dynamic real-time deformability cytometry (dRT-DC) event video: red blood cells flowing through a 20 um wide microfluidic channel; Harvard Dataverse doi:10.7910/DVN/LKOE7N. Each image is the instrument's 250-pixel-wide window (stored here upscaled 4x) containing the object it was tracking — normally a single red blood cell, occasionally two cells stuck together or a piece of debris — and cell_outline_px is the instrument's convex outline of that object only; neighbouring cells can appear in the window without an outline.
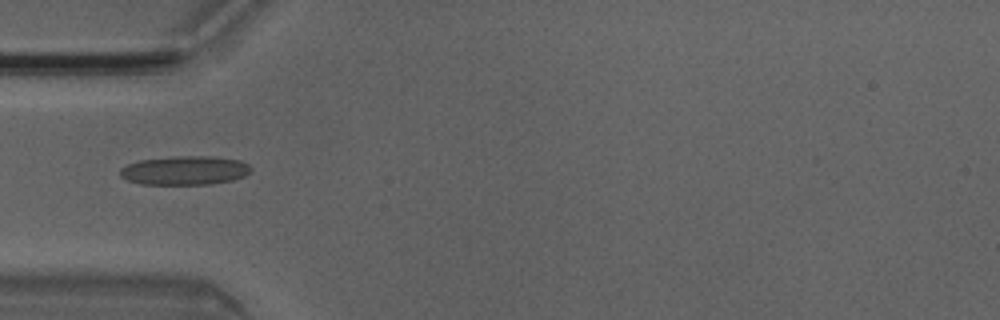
{"species": "Egyptian fruit bat (a non-hibernating species)", "species_latin": "Rousettus aegyptiacus", "temperature_condition": "room temperature", "stored_images_in_passage": 5, "camera_frame_rate_fps": 3000, "um_per_image_px": 0.085, "animal": {"sex": "male"}, "frame": {"image": 1, "passage_image": 5, "time_ms": 1.333, "image_size_px": [1000, 320], "cell_outline_px": [[252, 168], [244, 176], [232, 180], [212, 184], [140, 184], [128, 180], [120, 176], [120, 168], [128, 164], [140, 160], [176, 156], [212, 156], [240, 160], [248, 164]], "centroid_in_image_um": [15.71, 14.48], "position_along_channel_um": 69.3, "area_um2": 22.02}}